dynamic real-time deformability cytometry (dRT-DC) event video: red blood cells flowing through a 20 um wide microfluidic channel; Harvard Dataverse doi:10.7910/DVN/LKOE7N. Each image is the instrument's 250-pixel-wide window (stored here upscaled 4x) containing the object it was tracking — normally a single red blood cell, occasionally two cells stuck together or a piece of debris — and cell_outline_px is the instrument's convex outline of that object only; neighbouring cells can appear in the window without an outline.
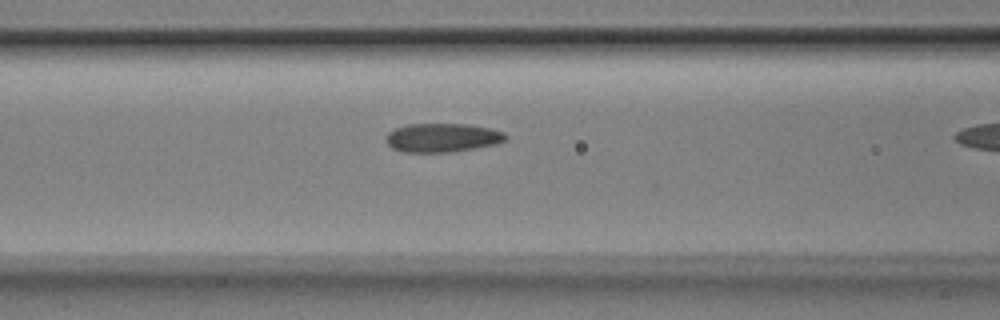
{"species": "Egyptian fruit bat (a non-hibernating species)", "species_latin": "Rousettus aegyptiacus", "temperature_condition": "room temperature", "stored_images_in_passage": 11, "camera_frame_rate_fps": 3000, "um_per_image_px": 0.085, "animal": {"sex": "male"}, "frame": {"image": 1, "passage_image": 10, "time_ms": 3.0, "image_size_px": [1000, 320], "cell_outline_px": [[508, 136], [504, 140], [496, 144], [476, 148], [452, 152], [404, 152], [392, 148], [384, 140], [384, 136], [388, 132], [396, 128], [408, 124], [464, 124], [488, 128], [504, 132]], "centroid_in_image_um": [37.56, 11.71], "position_along_channel_um": 129.0, "area_um2": 20.11}}